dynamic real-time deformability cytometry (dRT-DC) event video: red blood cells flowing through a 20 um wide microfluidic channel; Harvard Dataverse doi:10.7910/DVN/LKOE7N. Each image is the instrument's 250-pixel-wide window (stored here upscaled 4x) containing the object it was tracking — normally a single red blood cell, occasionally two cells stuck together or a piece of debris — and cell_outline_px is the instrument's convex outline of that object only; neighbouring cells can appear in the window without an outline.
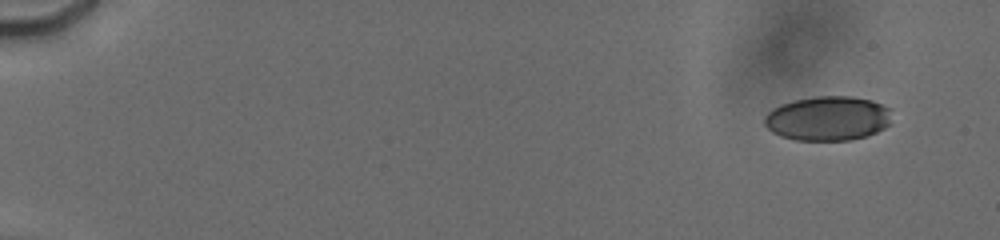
{"species": "human", "species_latin": "Homo sapiens", "temperature_condition": "cold", "stored_images_in_passage": 35, "camera_frame_rate_fps": 3000, "um_per_image_px": 0.085, "donor": {"sex": "male"}, "frame": {"image": 1, "passage_image": 3, "time_ms": 1.0, "image_size_px": [1000, 240], "cell_outline_px": [[892, 124], [868, 136], [852, 140], [796, 140], [780, 136], [772, 132], [764, 124], [764, 116], [772, 108], [780, 104], [792, 100], [816, 96], [852, 96], [872, 100], [892, 108]], "centroid_in_image_um": [70.41, 10.06], "position_along_channel_um": 14.6, "area_um2": 33.64}}
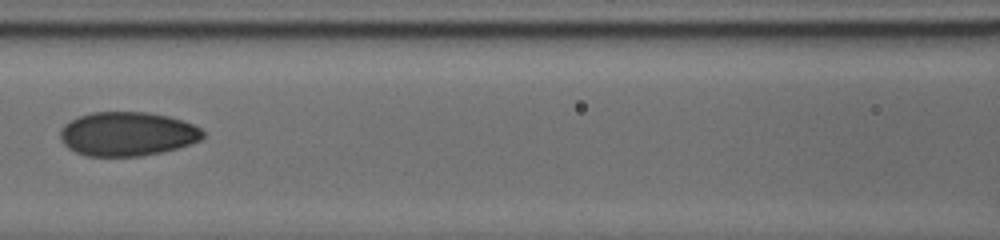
{"frame": {"image": 2, "passage_image": 17, "time_ms": 9.0, "image_size_px": [1000, 240], "cell_outline_px": [[204, 136], [200, 140], [176, 148], [160, 152], [140, 156], [84, 156], [68, 148], [60, 140], [60, 132], [64, 124], [80, 116], [92, 112], [148, 112], [168, 116], [192, 124], [200, 128], [204, 132]], "centroid_in_image_um": [10.8, 11.38], "position_along_channel_um": 155.8, "area_um2": 36.47}}
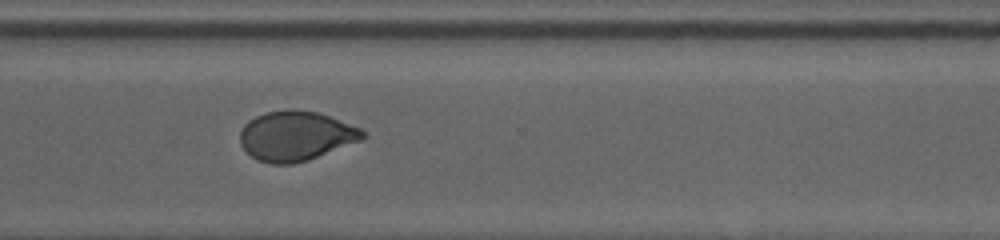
{"frame": {"image": 3, "passage_image": 34, "time_ms": 14.0, "image_size_px": [1000, 240], "cell_outline_px": [[368, 136], [364, 140], [308, 160], [292, 164], [272, 164], [256, 160], [240, 144], [240, 132], [244, 124], [248, 120], [264, 112], [288, 108], [320, 112], [360, 128]], "centroid_in_image_um": [25.17, 11.54], "position_along_channel_um": 345.4, "area_um2": 35.95}}